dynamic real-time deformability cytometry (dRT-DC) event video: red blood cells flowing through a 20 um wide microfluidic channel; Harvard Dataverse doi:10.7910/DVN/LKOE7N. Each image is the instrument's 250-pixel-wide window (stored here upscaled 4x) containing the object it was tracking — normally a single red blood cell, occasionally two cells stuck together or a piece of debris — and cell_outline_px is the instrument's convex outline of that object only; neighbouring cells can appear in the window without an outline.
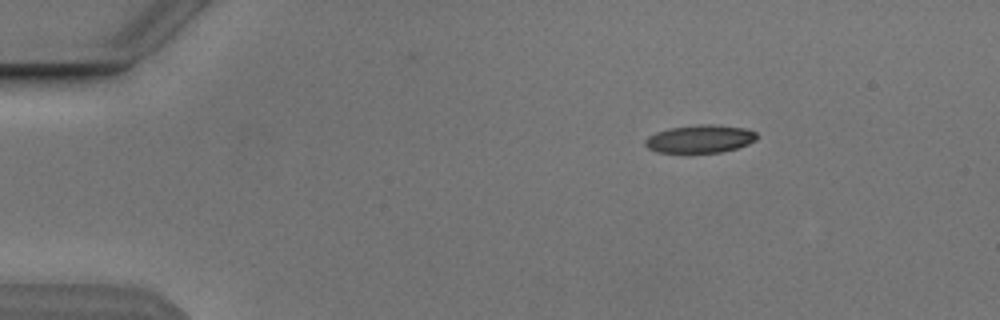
{"species": "Egyptian fruit bat (a non-hibernating species)", "species_latin": "Rousettus aegyptiacus", "temperature_condition": "cold", "stored_images_in_passage": 3, "camera_frame_rate_fps": 3000, "um_per_image_px": 0.085, "animal": {"sex": "male"}, "frame": {"image": 1, "passage_image": 1, "time_ms": 0.0, "image_size_px": [1000, 320], "cell_outline_px": [[756, 140], [748, 144], [736, 148], [720, 152], [656, 152], [648, 148], [644, 144], [644, 140], [648, 136], [656, 132], [668, 128], [696, 124], [712, 124], [744, 128], [756, 132]], "centroid_in_image_um": [59.47, 11.79], "position_along_channel_um": 25.5, "area_um2": 18.15}}